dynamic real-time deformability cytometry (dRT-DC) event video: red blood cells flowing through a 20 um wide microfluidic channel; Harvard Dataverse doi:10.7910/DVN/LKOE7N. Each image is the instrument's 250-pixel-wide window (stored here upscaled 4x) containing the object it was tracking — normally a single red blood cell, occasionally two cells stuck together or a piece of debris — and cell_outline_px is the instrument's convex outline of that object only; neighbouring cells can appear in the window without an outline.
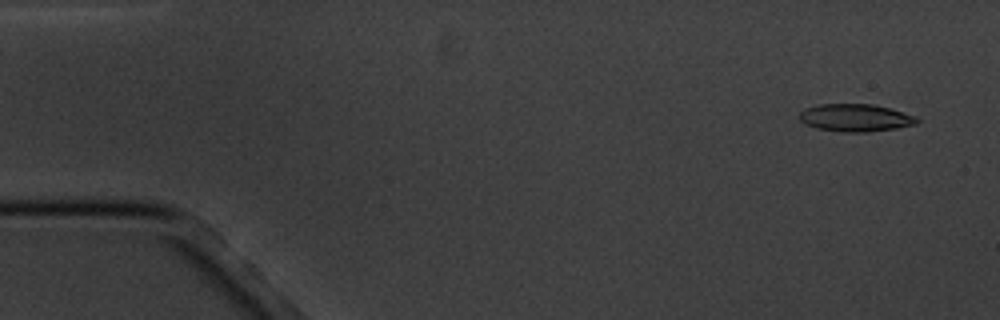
{"species": "common noctule bat (a hibernating species)", "species_latin": "Nyctalus noctula", "temperature_condition": "cold", "stored_images_in_passage": 15, "camera_frame_rate_fps": 3000, "um_per_image_px": 0.085, "animal": {"sex": "male", "body_mass_g": 20.1, "forearm_length_mm": 53.5}, "frame": {"image": 1, "passage_image": 1, "time_ms": 0.0, "image_size_px": [1000, 320], "cell_outline_px": [[920, 120], [916, 124], [896, 128], [868, 132], [840, 132], [816, 128], [804, 124], [800, 120], [800, 112], [804, 108], [816, 104], [872, 104], [888, 108], [916, 116]], "centroid_in_image_um": [72.68, 10.01], "position_along_channel_um": 12.3, "area_um2": 18.96}}
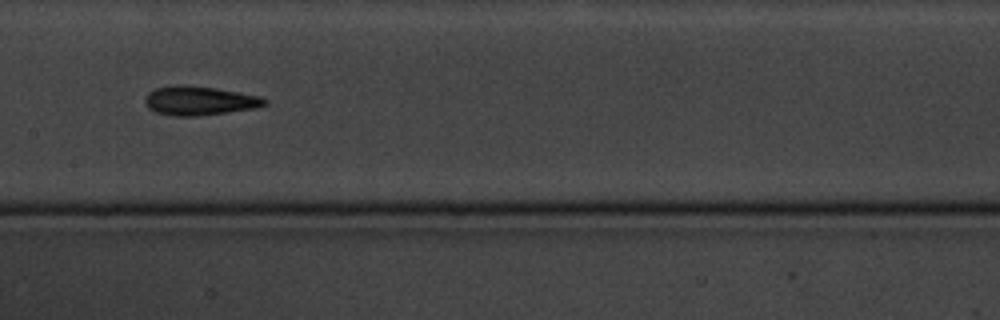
{"frame": {"image": 2, "passage_image": 8, "time_ms": 8.333, "image_size_px": [1000, 320], "cell_outline_px": [[268, 104], [256, 108], [228, 112], [196, 116], [172, 116], [156, 112], [148, 108], [144, 100], [148, 92], [156, 88], [216, 88], [260, 96], [268, 100]], "centroid_in_image_um": [17.02, 8.61], "position_along_channel_um": 190.4, "area_um2": 19.42}}
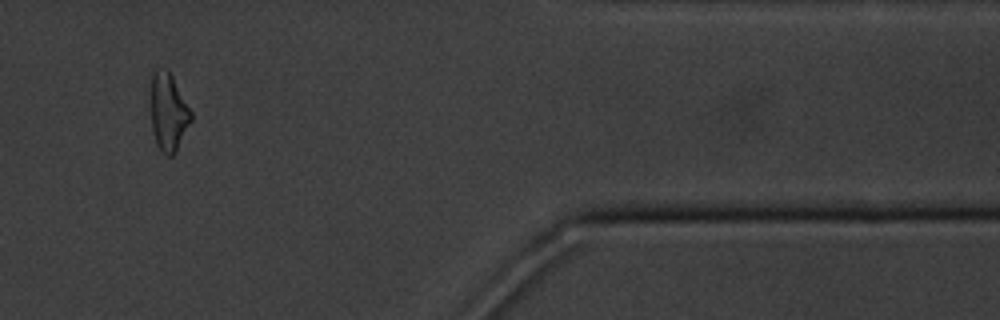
{"frame": {"image": 3, "passage_image": 14, "time_ms": 15.333, "image_size_px": [1000, 320], "cell_outline_px": [[192, 120], [176, 152], [172, 156], [168, 156], [160, 152], [156, 144], [152, 132], [152, 72], [156, 68], [164, 68], [172, 76], [192, 112]], "centroid_in_image_um": [14.32, 9.58], "position_along_channel_um": 397.1, "area_um2": 18.15}, "authors_computed_cell_mechanics": {"area_um2": 18.9584, "velocity_mm_per_s": 3.4512, "shape_relaxation_time_tau1_ms": null, "shape_relaxation_time_tau2_ms": 7.0729, "deformation_change_tau1": null, "deformation_change_tau2": 0.167}}